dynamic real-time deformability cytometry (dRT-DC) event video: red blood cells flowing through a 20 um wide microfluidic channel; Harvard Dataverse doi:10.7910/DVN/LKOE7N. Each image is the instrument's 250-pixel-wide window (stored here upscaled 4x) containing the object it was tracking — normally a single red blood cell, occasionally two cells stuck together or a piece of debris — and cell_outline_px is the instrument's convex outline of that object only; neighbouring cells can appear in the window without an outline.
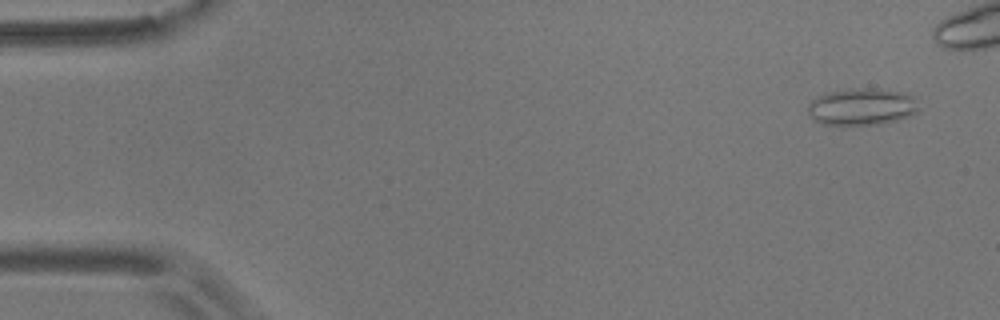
{"species": "common noctule bat (a hibernating species)", "species_latin": "Nyctalus noctula", "temperature_condition": "room temperature", "stored_images_in_passage": 49, "camera_frame_rate_fps": 3000, "um_per_image_px": 0.085, "animal": {"sex": "male", "body_mass_g": 17.9}, "frame": {"image": 1, "passage_image": 3, "time_ms": 0.667, "image_size_px": [1000, 320], "cell_outline_px": [[920, 108], [916, 112], [908, 116], [896, 120], [880, 124], [824, 124], [812, 120], [808, 116], [808, 104], [812, 100], [828, 92], [864, 88], [872, 88], [900, 92], [916, 96]], "centroid_in_image_um": [73.28, 9.07], "position_along_channel_um": 11.7, "area_um2": 23.7}}
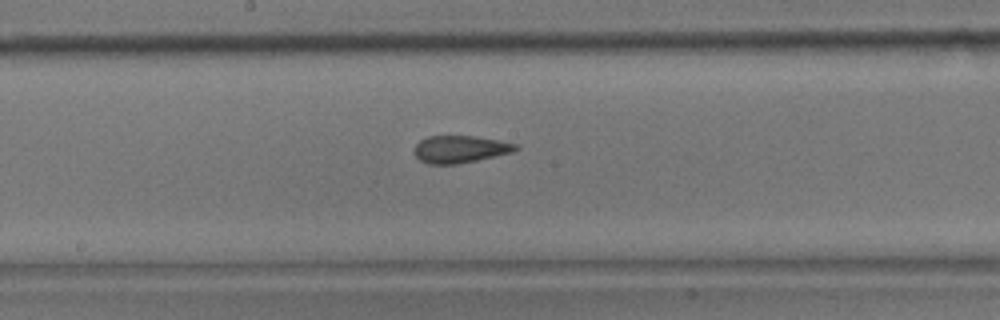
{"frame": {"image": 2, "passage_image": 29, "time_ms": 9.333, "image_size_px": [1000, 320], "cell_outline_px": [[520, 148], [512, 152], [476, 160], [456, 164], [428, 164], [420, 160], [416, 156], [416, 144], [420, 140], [428, 136], [472, 136], [496, 140], [516, 144]], "centroid_in_image_um": [39.1, 12.68], "position_along_channel_um": 209.1, "area_um2": 15.78}}
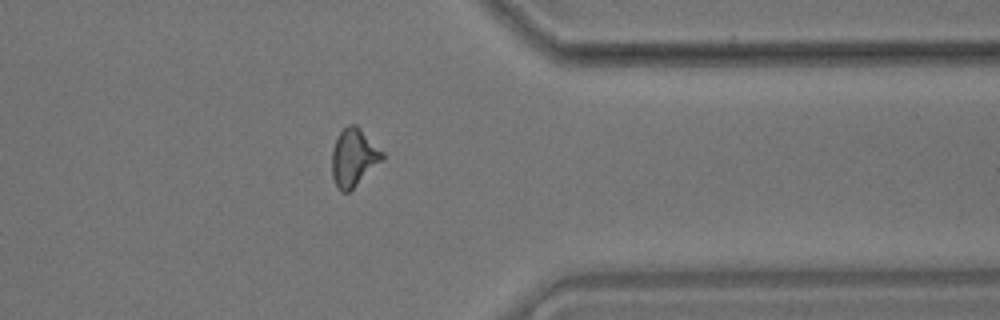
{"frame": {"image": 3, "passage_image": 44, "time_ms": 14.333, "image_size_px": [1000, 320], "cell_outline_px": [[384, 160], [348, 192], [340, 192], [336, 188], [332, 176], [332, 148], [340, 132], [348, 124], [356, 124], [384, 152]], "centroid_in_image_um": [30.07, 13.4], "position_along_channel_um": 381.3, "area_um2": 17.05}, "authors_computed_cell_mechanics": {"area_um2": 16.8198, "velocity_mm_per_s": 3.6363, "shape_relaxation_time_tau1_ms": null, "shape_relaxation_time_tau2_ms": 2.0433, "deformation_change_tau1": null, "deformation_change_tau2": 0.0875}}